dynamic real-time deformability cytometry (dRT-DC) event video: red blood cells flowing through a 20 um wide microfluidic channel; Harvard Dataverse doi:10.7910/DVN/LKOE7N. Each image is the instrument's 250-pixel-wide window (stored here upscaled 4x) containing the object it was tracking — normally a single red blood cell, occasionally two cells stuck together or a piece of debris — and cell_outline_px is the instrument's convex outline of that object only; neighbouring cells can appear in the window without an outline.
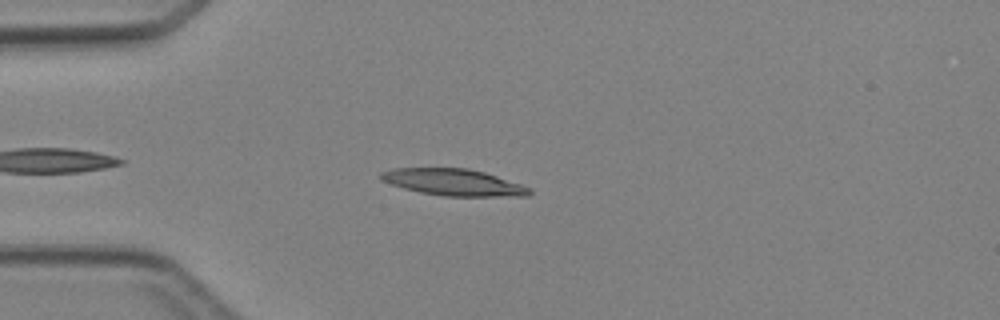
{"species": "Egyptian fruit bat (a non-hibernating species)", "species_latin": "Rousettus aegyptiacus", "temperature_condition": "cold", "stored_images_in_passage": 2, "camera_frame_rate_fps": 3000, "um_per_image_px": 0.085, "animal": {"sex": "female"}, "frame": {"image": 1, "passage_image": 2, "time_ms": 2.0, "image_size_px": [1000, 320], "cell_outline_px": [[532, 192], [528, 196], [444, 196], [420, 192], [404, 188], [380, 180], [380, 172], [392, 168], [468, 168], [484, 172], [520, 184], [528, 188]], "centroid_in_image_um": [38.51, 15.49], "position_along_channel_um": 46.5, "area_um2": 22.89}}